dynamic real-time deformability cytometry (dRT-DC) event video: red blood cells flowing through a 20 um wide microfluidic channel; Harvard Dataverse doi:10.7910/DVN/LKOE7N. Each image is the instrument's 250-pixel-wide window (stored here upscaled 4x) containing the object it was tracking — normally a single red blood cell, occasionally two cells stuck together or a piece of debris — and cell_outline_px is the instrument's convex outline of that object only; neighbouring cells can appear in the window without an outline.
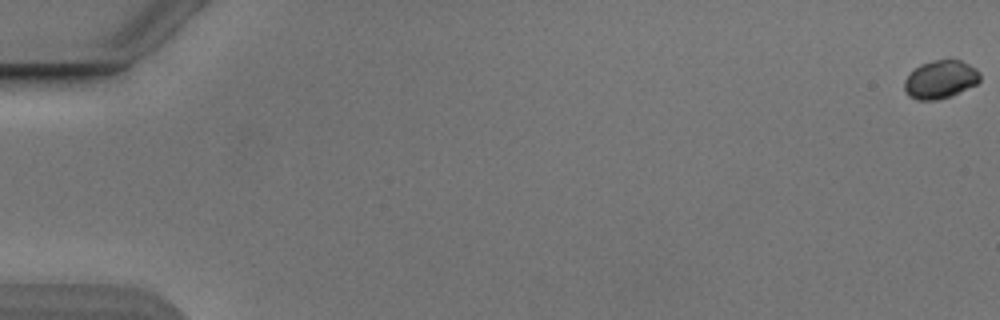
{"species": "Egyptian fruit bat (a non-hibernating species)", "species_latin": "Rousettus aegyptiacus", "temperature_condition": "cold", "stored_images_in_passage": 9, "camera_frame_rate_fps": 3000, "um_per_image_px": 0.085, "animal": {"sex": "male"}, "frame": {"image": 1, "passage_image": 1, "time_ms": 0.0, "image_size_px": [1000, 320], "cell_outline_px": [[980, 80], [976, 84], [952, 96], [936, 100], [916, 100], [908, 96], [904, 92], [904, 80], [920, 64], [932, 60], [960, 60], [976, 68], [980, 72]], "centroid_in_image_um": [79.93, 6.77], "position_along_channel_um": 5.1, "area_um2": 16.88}}